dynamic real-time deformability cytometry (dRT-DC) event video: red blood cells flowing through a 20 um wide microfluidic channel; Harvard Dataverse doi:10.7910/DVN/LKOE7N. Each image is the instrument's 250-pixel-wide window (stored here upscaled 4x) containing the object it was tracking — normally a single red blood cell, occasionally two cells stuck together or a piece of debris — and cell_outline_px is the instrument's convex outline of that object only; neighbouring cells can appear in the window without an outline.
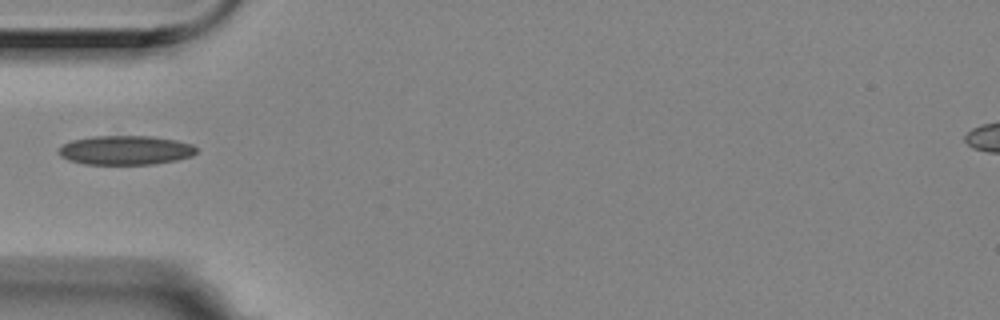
{"species": "Egyptian fruit bat (a non-hibernating species)", "species_latin": "Rousettus aegyptiacus", "temperature_condition": "room temperature", "stored_images_in_passage": 11, "camera_frame_rate_fps": 3000, "um_per_image_px": 0.085, "animal": {"sex": "female"}, "frame": {"image": 1, "passage_image": 1, "time_ms": 0.0, "image_size_px": [1000, 320], "cell_outline_px": [[196, 152], [192, 156], [176, 160], [152, 164], [84, 164], [68, 160], [60, 156], [56, 152], [64, 144], [72, 140], [92, 136], [152, 136], [176, 140], [192, 144], [196, 148]], "centroid_in_image_um": [10.65, 12.76], "position_along_channel_um": 74.4, "area_um2": 23.47}}
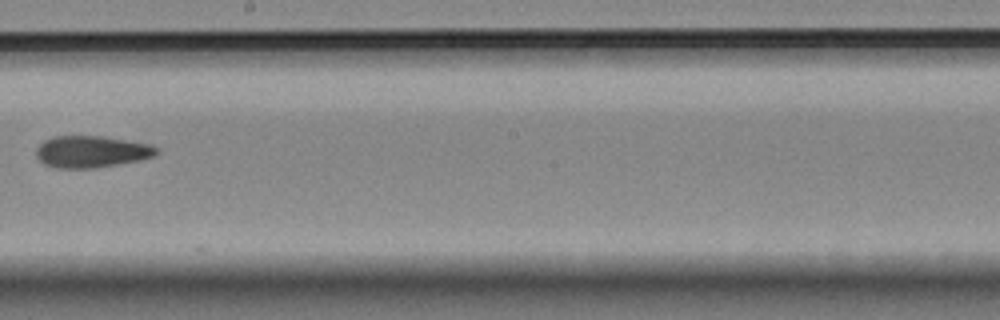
{"frame": {"image": 2, "passage_image": 5, "time_ms": 1.333, "image_size_px": [1000, 320], "cell_outline_px": [[160, 152], [156, 156], [140, 160], [120, 164], [96, 168], [52, 168], [44, 164], [36, 156], [36, 148], [44, 140], [56, 136], [100, 136], [152, 144], [160, 148]], "centroid_in_image_um": [7.82, 12.9], "position_along_channel_um": 240.4, "area_um2": 22.6}}
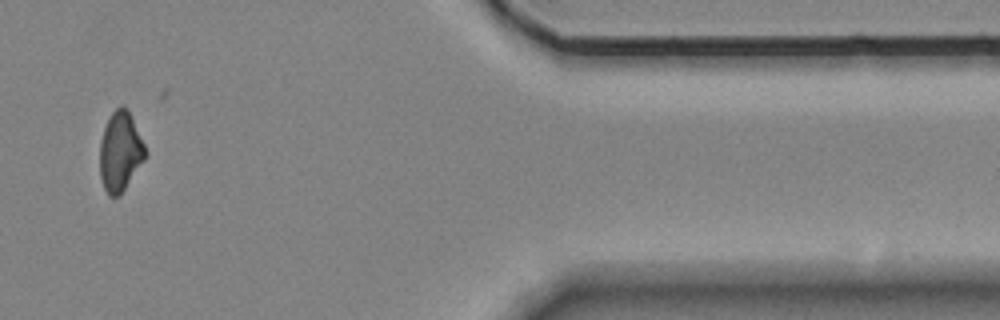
{"frame": {"image": 3, "passage_image": 10, "time_ms": 3.0, "image_size_px": [1000, 320], "cell_outline_px": [[148, 152], [144, 160], [124, 188], [116, 196], [108, 196], [104, 188], [100, 176], [100, 140], [104, 128], [112, 112], [120, 104], [124, 104], [128, 108]], "centroid_in_image_um": [10.22, 12.83], "position_along_channel_um": 401.2, "area_um2": 20.98}}